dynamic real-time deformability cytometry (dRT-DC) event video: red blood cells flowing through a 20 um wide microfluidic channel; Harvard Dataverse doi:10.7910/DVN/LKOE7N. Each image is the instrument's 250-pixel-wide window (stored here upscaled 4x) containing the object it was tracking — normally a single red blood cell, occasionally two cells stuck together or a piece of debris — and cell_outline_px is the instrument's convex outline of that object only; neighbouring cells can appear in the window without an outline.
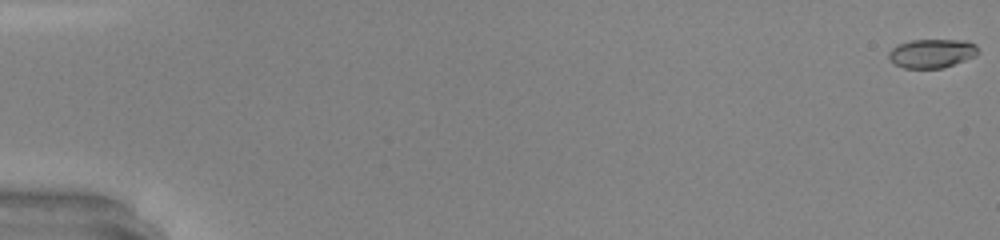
{"species": "common noctule bat (a hibernating species)", "species_latin": "Nyctalus noctula", "temperature_condition": "warm", "stored_images_in_passage": 45, "camera_frame_rate_fps": 3000, "um_per_image_px": 0.085, "animal": {"sex": "male", "body_mass_g": 20.0, "forearm_length_mm": 53.3}, "frame": {"image": 1, "passage_image": 1, "time_ms": 0.0, "image_size_px": [1000, 240], "cell_outline_px": [[980, 52], [976, 56], [944, 68], [904, 68], [888, 60], [888, 52], [892, 48], [900, 44], [912, 40], [968, 40], [976, 44], [980, 48]], "centroid_in_image_um": [79.26, 4.53], "position_along_channel_um": 5.7, "area_um2": 15.26}}
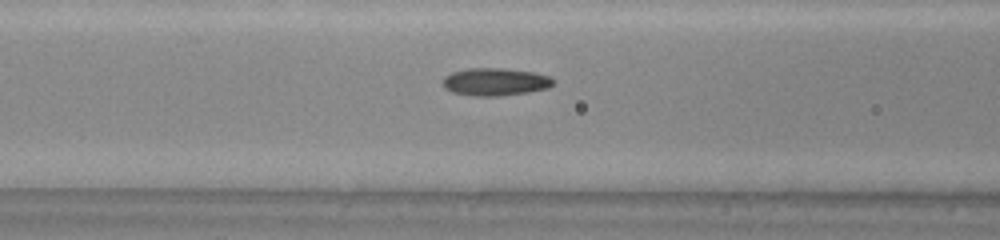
{"frame": {"image": 2, "passage_image": 22, "time_ms": 7.0, "image_size_px": [1000, 240], "cell_outline_px": [[556, 80], [548, 88], [528, 92], [496, 96], [472, 96], [452, 92], [444, 88], [444, 76], [452, 72], [468, 68], [500, 68], [532, 72], [548, 76]], "centroid_in_image_um": [42.07, 6.96], "position_along_channel_um": 124.5, "area_um2": 17.69}}
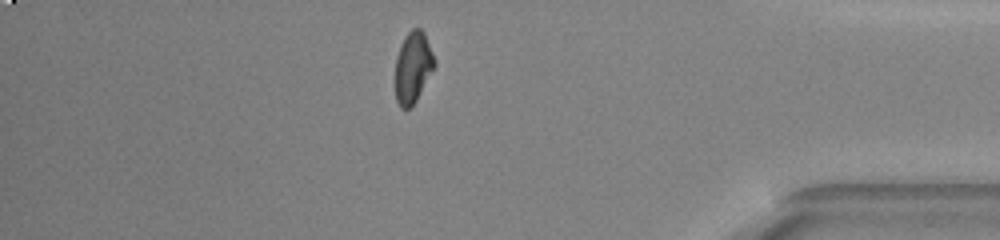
{"frame": {"image": 3, "passage_image": 43, "time_ms": 14.0, "image_size_px": [1000, 240], "cell_outline_px": [[436, 64], [416, 100], [408, 108], [400, 108], [396, 100], [392, 80], [396, 56], [400, 44], [404, 36], [412, 28], [420, 28], [424, 32], [436, 60]], "centroid_in_image_um": [35.04, 5.71], "position_along_channel_um": 400.2, "area_um2": 16.82}}